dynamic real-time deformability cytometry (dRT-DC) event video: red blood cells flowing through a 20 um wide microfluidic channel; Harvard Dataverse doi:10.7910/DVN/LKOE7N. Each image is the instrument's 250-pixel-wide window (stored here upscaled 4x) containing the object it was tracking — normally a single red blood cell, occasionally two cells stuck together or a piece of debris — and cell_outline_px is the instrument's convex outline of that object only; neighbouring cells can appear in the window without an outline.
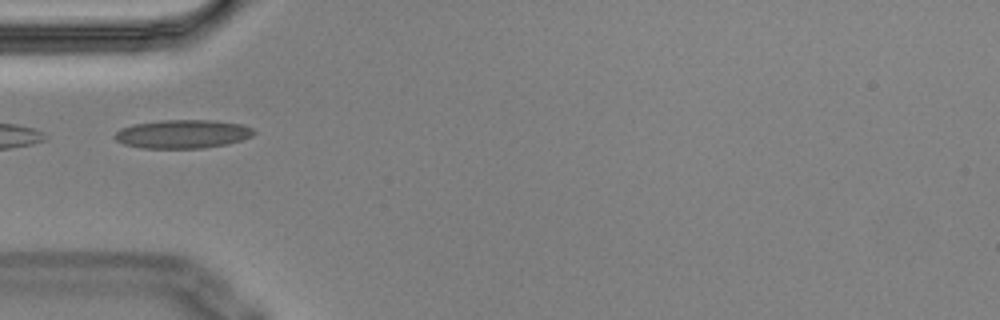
{"species": "Egyptian fruit bat (a non-hibernating species)", "species_latin": "Rousettus aegyptiacus", "temperature_condition": "cold", "stored_images_in_passage": 8, "camera_frame_rate_fps": 3000, "um_per_image_px": 0.085, "animal": {"sex": "male"}, "frame": {"image": 1, "passage_image": 2, "time_ms": 0.333, "image_size_px": [1000, 320], "cell_outline_px": [[256, 132], [252, 136], [240, 140], [224, 144], [200, 148], [140, 148], [124, 144], [116, 140], [112, 136], [120, 128], [132, 124], [160, 120], [216, 120], [240, 124], [252, 128]], "centroid_in_image_um": [15.47, 11.38], "position_along_channel_um": 69.5, "area_um2": 23.18}}
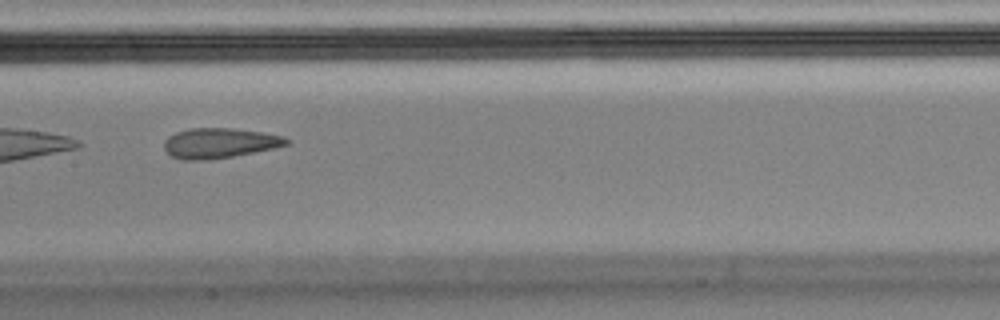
{"frame": {"image": 2, "passage_image": 5, "time_ms": 1.333, "image_size_px": [1000, 320], "cell_outline_px": [[292, 140], [288, 144], [276, 148], [232, 156], [204, 160], [184, 160], [172, 156], [164, 148], [164, 140], [168, 136], [176, 132], [188, 128], [232, 128], [260, 132], [284, 136]], "centroid_in_image_um": [18.67, 12.15], "position_along_channel_um": 188.7, "area_um2": 21.44}}
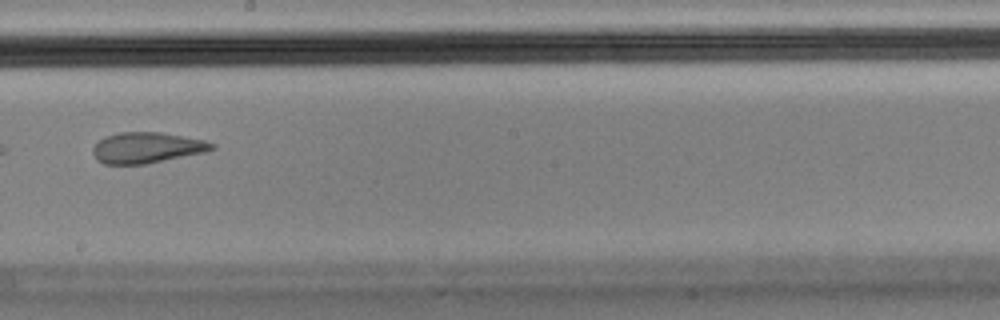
{"frame": {"image": 3, "passage_image": 6, "time_ms": 1.667, "image_size_px": [1000, 320], "cell_outline_px": [[216, 148], [204, 152], [148, 164], [104, 164], [96, 160], [92, 152], [92, 148], [100, 140], [108, 136], [120, 132], [160, 132], [204, 140], [216, 144]], "centroid_in_image_um": [12.48, 12.56], "position_along_channel_um": 235.7, "area_um2": 21.33}}